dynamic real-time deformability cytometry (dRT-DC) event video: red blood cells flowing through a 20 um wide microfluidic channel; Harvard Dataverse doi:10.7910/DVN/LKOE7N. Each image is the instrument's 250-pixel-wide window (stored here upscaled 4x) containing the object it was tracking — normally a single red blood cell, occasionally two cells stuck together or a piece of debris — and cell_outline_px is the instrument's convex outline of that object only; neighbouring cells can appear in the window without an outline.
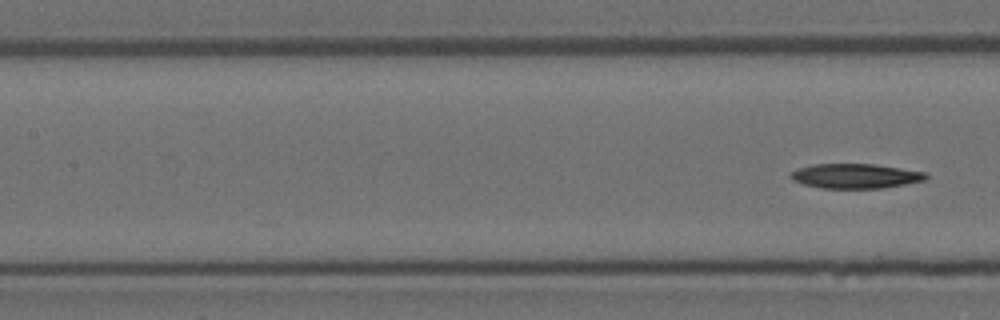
{"species": "Egyptian fruit bat (a non-hibernating species)", "species_latin": "Rousettus aegyptiacus", "temperature_condition": "room temperature", "stored_images_in_passage": 9, "segment_of_instrument_passage": [2, 2], "camera_frame_rate_fps": 3000, "um_per_image_px": 0.085, "animal": {"sex": "female"}, "frame": {"image": 1, "passage_image": 9, "time_ms": 2.667, "image_size_px": [1000, 320], "cell_outline_px": [[928, 176], [924, 180], [884, 188], [820, 188], [804, 184], [792, 180], [788, 176], [796, 168], [812, 164], [872, 164], [928, 172]], "centroid_in_image_um": [72.68, 14.96], "position_along_channel_um": 134.7, "area_um2": 19.48}}